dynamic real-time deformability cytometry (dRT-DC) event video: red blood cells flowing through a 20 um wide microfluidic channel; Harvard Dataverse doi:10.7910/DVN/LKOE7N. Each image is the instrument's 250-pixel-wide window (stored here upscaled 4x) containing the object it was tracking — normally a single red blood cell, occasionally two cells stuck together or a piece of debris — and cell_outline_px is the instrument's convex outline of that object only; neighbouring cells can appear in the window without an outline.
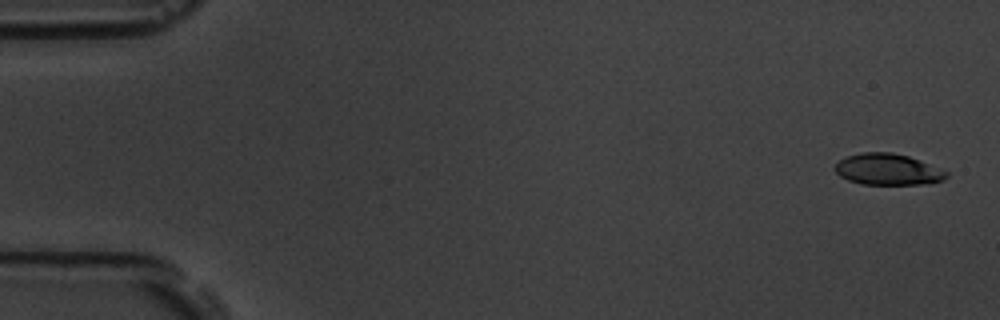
{"species": "common noctule bat (a hibernating species)", "species_latin": "Nyctalus noctula", "temperature_condition": "room temperature", "stored_images_in_passage": 7, "camera_frame_rate_fps": 3000, "um_per_image_px": 0.085, "animal": {"sex": "male", "body_mass_g": 19.5, "forearm_length_mm": 54.6}, "frame": {"image": 1, "passage_image": 1, "time_ms": 0.0, "image_size_px": [1000, 320], "cell_outline_px": [[948, 176], [944, 180], [924, 184], [860, 184], [848, 180], [840, 176], [836, 172], [836, 164], [840, 160], [848, 156], [860, 152], [892, 152], [908, 156], [948, 172]], "centroid_in_image_um": [75.45, 14.4], "position_along_channel_um": 9.5, "area_um2": 20.11}}
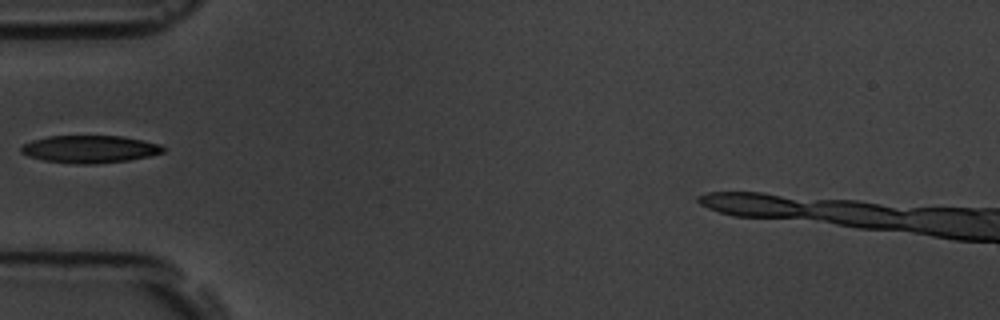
{"frame": {"image": 2, "passage_image": 6, "time_ms": 5.667, "image_size_px": [1000, 320], "cell_outline_px": [[164, 152], [148, 156], [128, 160], [88, 164], [76, 164], [44, 160], [28, 156], [20, 152], [20, 148], [24, 144], [32, 140], [48, 136], [120, 136], [160, 144], [164, 148]], "centroid_in_image_um": [7.59, 12.67], "position_along_channel_um": 77.4, "area_um2": 22.48}}
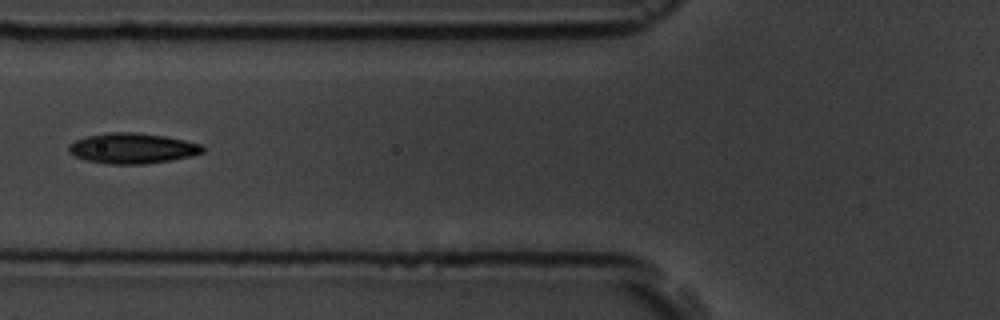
{"frame": {"image": 3, "passage_image": 7, "time_ms": 6.667, "image_size_px": [1000, 320], "cell_outline_px": [[204, 152], [192, 156], [172, 160], [144, 164], [108, 164], [88, 160], [76, 156], [68, 148], [68, 144], [76, 140], [88, 136], [108, 132], [136, 132], [164, 136], [184, 140], [200, 144], [204, 148]], "centroid_in_image_um": [11.28, 12.6], "position_along_channel_um": 114.5, "area_um2": 23.58}}